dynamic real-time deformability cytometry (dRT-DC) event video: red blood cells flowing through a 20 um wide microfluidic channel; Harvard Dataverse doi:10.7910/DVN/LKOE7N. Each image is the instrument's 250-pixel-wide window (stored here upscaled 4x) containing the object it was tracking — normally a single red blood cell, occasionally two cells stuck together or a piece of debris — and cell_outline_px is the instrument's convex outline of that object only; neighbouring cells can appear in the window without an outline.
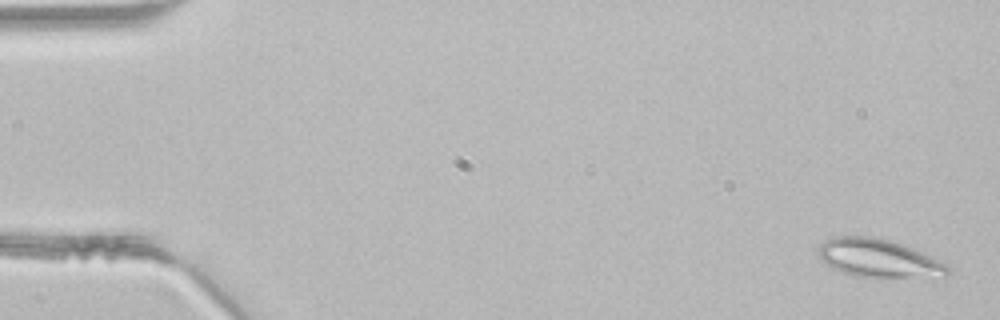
{"species": "common noctule bat (a hibernating species)", "species_latin": "Nyctalus noctula", "temperature_condition": "room temperature", "stored_images_in_passage": 47, "segment_of_instrument_passage": [1, 2], "camera_frame_rate_fps": 3000, "um_per_image_px": 0.085, "animal": {"sex": "male", "body_mass_g": 21.5, "forearm_length_mm": 52.0}, "frame": {"image": 1, "passage_image": 2, "time_ms": 0.333, "image_size_px": [1000, 320], "cell_outline_px": [[952, 268], [944, 276], [880, 280], [856, 276], [832, 268], [820, 260], [820, 244], [824, 240], [836, 236], [872, 236], [904, 244], [944, 260]], "centroid_in_image_um": [74.78, 21.99], "position_along_channel_um": 10.2, "area_um2": 29.94}}
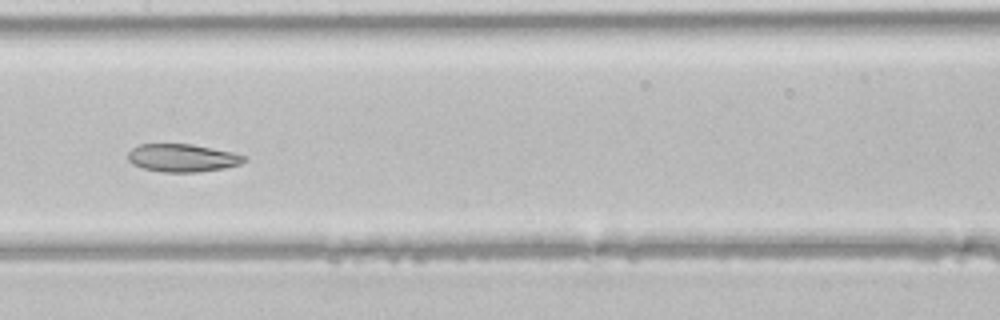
{"frame": {"image": 2, "passage_image": 24, "time_ms": 7.667, "image_size_px": [1000, 320], "cell_outline_px": [[248, 160], [240, 164], [224, 168], [200, 172], [164, 172], [144, 168], [132, 164], [128, 160], [128, 152], [132, 148], [140, 144], [192, 144], [232, 152], [248, 156]], "centroid_in_image_um": [15.53, 13.42], "position_along_channel_um": 191.9, "area_um2": 18.96}}
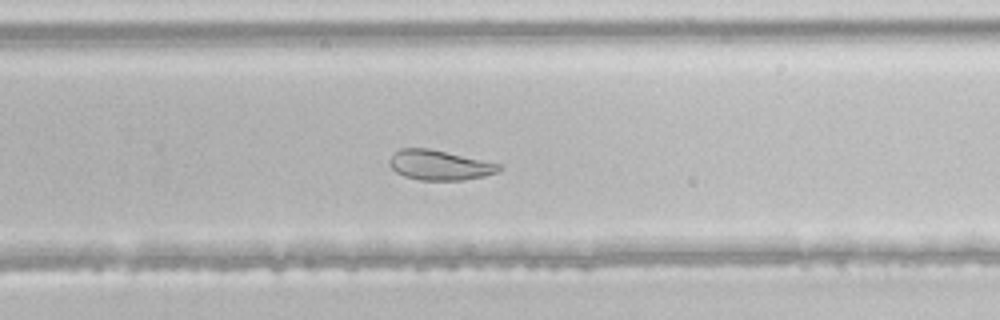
{"frame": {"image": 3, "passage_image": 31, "time_ms": 10.0, "image_size_px": [1000, 320], "cell_outline_px": [[500, 168], [496, 172], [484, 176], [464, 180], [420, 180], [404, 176], [396, 172], [388, 164], [388, 160], [400, 148], [428, 148], [500, 164]], "centroid_in_image_um": [37.31, 14.04], "position_along_channel_um": 292.5, "area_um2": 18.84}}